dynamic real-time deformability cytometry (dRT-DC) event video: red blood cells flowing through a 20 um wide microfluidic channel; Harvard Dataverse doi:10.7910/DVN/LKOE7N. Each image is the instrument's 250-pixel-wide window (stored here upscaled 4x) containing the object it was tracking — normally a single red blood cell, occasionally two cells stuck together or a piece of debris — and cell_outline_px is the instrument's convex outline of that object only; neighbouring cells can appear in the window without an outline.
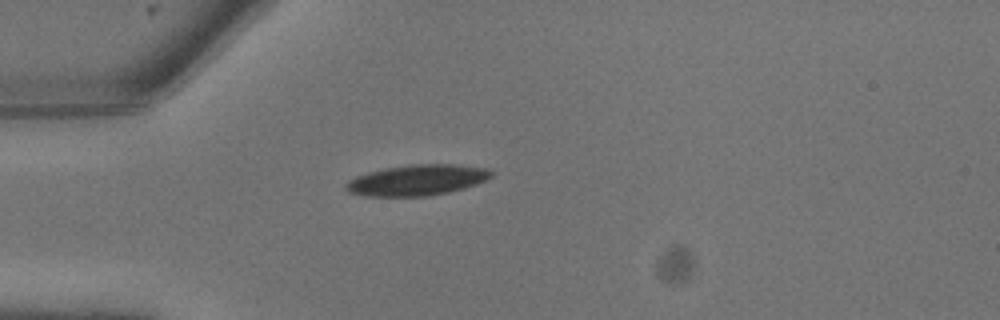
{"species": "common noctule bat (a hibernating species)", "species_latin": "Nyctalus noctula", "temperature_condition": "warm", "stored_images_in_passage": 3, "camera_frame_rate_fps": 3000, "um_per_image_px": 0.085, "animal": {"sex": "male", "body_mass_g": 13.3}, "frame": {"image": 1, "passage_image": 1, "time_ms": 0.0, "image_size_px": [1000, 320], "cell_outline_px": [[492, 176], [476, 184], [464, 188], [448, 192], [428, 196], [364, 196], [348, 192], [344, 188], [344, 184], [348, 180], [356, 176], [368, 172], [384, 168], [412, 164], [452, 164], [488, 168], [492, 172]], "centroid_in_image_um": [35.41, 15.31], "position_along_channel_um": 49.6, "area_um2": 26.13}}